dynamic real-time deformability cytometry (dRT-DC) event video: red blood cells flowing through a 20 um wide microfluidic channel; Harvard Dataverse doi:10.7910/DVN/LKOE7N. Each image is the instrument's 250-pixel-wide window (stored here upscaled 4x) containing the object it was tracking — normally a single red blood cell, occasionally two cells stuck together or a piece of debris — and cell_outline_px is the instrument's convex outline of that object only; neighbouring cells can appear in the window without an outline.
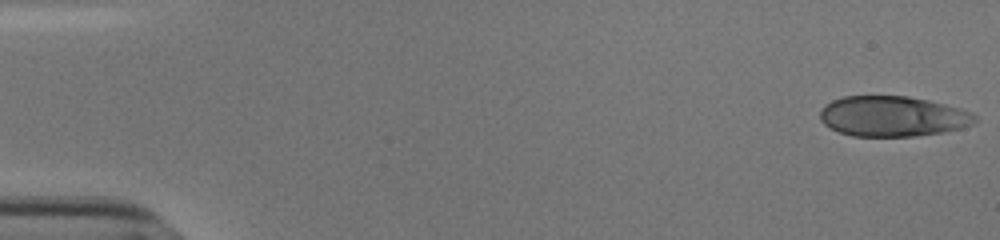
{"species": "human", "species_latin": "Homo sapiens", "temperature_condition": "cold", "stored_images_in_passage": 53, "camera_frame_rate_fps": 3000, "um_per_image_px": 0.085, "donor": {"sex": "male"}, "frame": {"image": 1, "passage_image": 1, "time_ms": 0.0, "image_size_px": [1000, 240], "cell_outline_px": [[976, 120], [972, 124], [964, 128], [944, 132], [916, 136], [852, 136], [828, 128], [820, 120], [820, 112], [824, 104], [832, 100], [844, 96], [908, 96], [928, 100], [960, 108], [976, 116]], "centroid_in_image_um": [75.85, 9.89], "position_along_channel_um": 9.2, "area_um2": 36.59}}
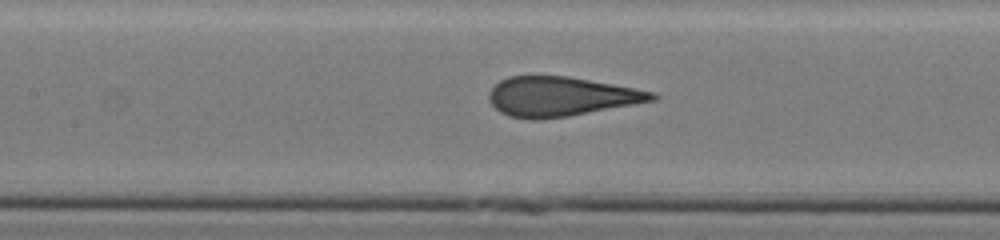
{"frame": {"image": 2, "passage_image": 25, "time_ms": 8.0, "image_size_px": [1000, 240], "cell_outline_px": [[660, 96], [656, 100], [568, 116], [536, 120], [532, 120], [508, 116], [500, 112], [488, 100], [488, 92], [500, 80], [508, 76], [568, 76], [656, 92]], "centroid_in_image_um": [47.65, 8.2], "position_along_channel_um": 159.7, "area_um2": 37.45}}
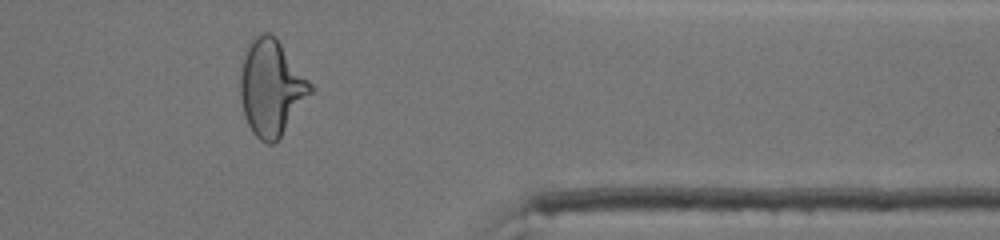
{"frame": {"image": 3, "passage_image": 44, "time_ms": 14.333, "image_size_px": [1000, 240], "cell_outline_px": [[316, 88], [280, 136], [272, 144], [268, 144], [260, 140], [252, 132], [244, 116], [240, 100], [240, 72], [244, 56], [252, 36], [260, 32], [272, 32], [276, 36]], "centroid_in_image_um": [23.06, 7.41], "position_along_channel_um": 388.3, "area_um2": 39.59}, "authors_computed_cell_mechanics": {"area_um2": 37.5122, "velocity_mm_per_s": 3.8382, "shape_relaxation_time_tau1_ms": 10.6262, "shape_relaxation_time_tau2_ms": null, "deformation_change_tau1": 0.3133, "deformation_change_tau2": null}}